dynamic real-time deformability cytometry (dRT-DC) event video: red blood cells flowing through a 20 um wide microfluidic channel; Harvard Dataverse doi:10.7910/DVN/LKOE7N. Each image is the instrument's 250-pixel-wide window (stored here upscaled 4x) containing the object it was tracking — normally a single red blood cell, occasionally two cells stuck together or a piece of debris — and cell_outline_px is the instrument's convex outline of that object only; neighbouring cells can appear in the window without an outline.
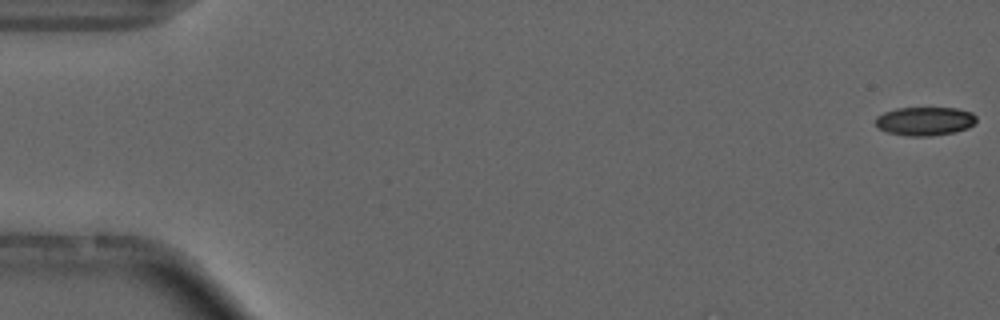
{"species": "common noctule bat (a hibernating species)", "species_latin": "Nyctalus noctula", "temperature_condition": "cold", "stored_images_in_passage": 3, "camera_frame_rate_fps": 3000, "um_per_image_px": 0.085, "animal": {"sex": "male", "forearm_length_mm": 52.5}, "frame": {"image": 1, "passage_image": 1, "time_ms": 0.0, "image_size_px": [1000, 320], "cell_outline_px": [[976, 124], [968, 128], [956, 132], [928, 136], [908, 136], [888, 132], [876, 128], [876, 116], [884, 112], [896, 108], [956, 108], [972, 112], [976, 116]], "centroid_in_image_um": [78.63, 10.3], "position_along_channel_um": 6.4, "area_um2": 16.99}}